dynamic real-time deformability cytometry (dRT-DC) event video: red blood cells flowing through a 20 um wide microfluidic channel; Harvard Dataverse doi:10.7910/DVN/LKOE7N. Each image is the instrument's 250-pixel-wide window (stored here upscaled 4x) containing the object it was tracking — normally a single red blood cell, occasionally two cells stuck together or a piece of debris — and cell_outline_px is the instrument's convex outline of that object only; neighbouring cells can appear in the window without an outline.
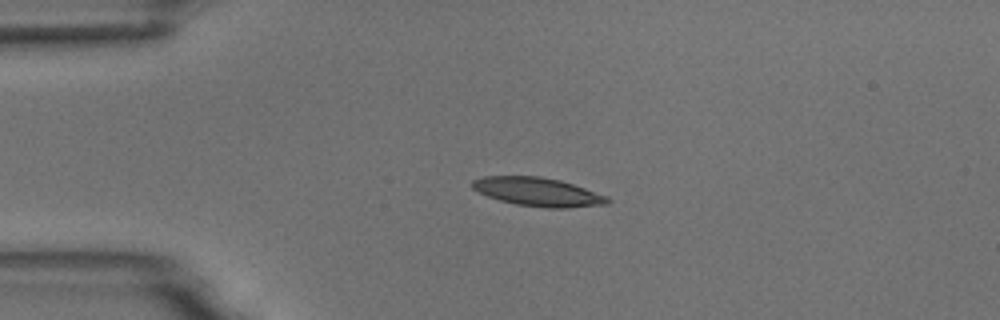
{"species": "common noctule bat (a hibernating species)", "species_latin": "Nyctalus noctula", "temperature_condition": "room temperature", "stored_images_in_passage": 5, "camera_frame_rate_fps": 3000, "um_per_image_px": 0.085, "animal": {"sex": "male", "body_mass_g": 18.8}, "frame": {"image": 1, "passage_image": 3, "time_ms": 3.0, "image_size_px": [1000, 320], "cell_outline_px": [[612, 200], [608, 204], [568, 208], [544, 208], [516, 204], [500, 200], [488, 196], [472, 188], [472, 180], [484, 176], [540, 176], [560, 180], [608, 196]], "centroid_in_image_um": [45.75, 16.31], "position_along_channel_um": 39.3, "area_um2": 22.54}}